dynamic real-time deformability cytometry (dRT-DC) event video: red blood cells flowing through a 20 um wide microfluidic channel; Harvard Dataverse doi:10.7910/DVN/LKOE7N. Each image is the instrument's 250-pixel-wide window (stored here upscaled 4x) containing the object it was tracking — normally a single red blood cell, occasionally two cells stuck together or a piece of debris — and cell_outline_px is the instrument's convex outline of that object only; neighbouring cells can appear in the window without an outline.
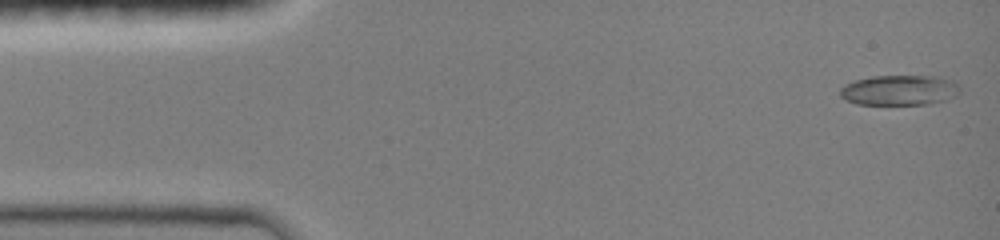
{"species": "common noctule bat (a hibernating species)", "species_latin": "Nyctalus noctula", "temperature_condition": "room temperature", "stored_images_in_passage": 8, "camera_frame_rate_fps": 3000, "um_per_image_px": 0.085, "animal": {"sex": "female", "body_mass_g": 19.0, "forearm_length_mm": 51.5}, "frame": {"image": 1, "passage_image": 1, "time_ms": 0.0, "image_size_px": [1000, 240], "cell_outline_px": [[960, 92], [956, 96], [944, 100], [928, 104], [856, 104], [840, 96], [840, 88], [856, 80], [872, 76], [936, 76], [956, 84], [960, 88]], "centroid_in_image_um": [76.44, 7.67], "position_along_channel_um": 8.6, "area_um2": 20.75}}
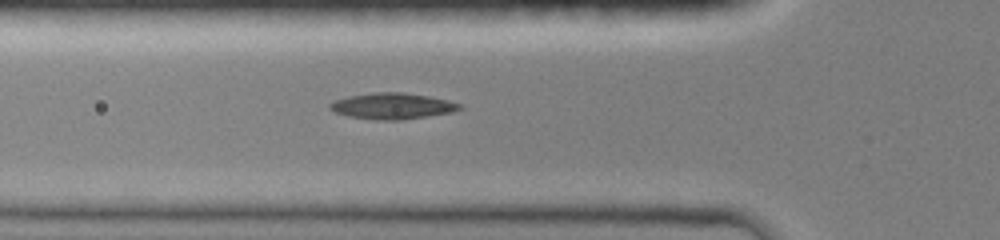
{"frame": {"image": 2, "passage_image": 6, "time_ms": 4.667, "image_size_px": [1000, 240], "cell_outline_px": [[464, 108], [452, 112], [400, 120], [376, 120], [348, 116], [336, 112], [328, 108], [328, 104], [332, 100], [348, 96], [372, 92], [404, 92], [428, 96], [448, 100], [460, 104]], "centroid_in_image_um": [33.31, 9.0], "position_along_channel_um": 92.5, "area_um2": 19.83}}
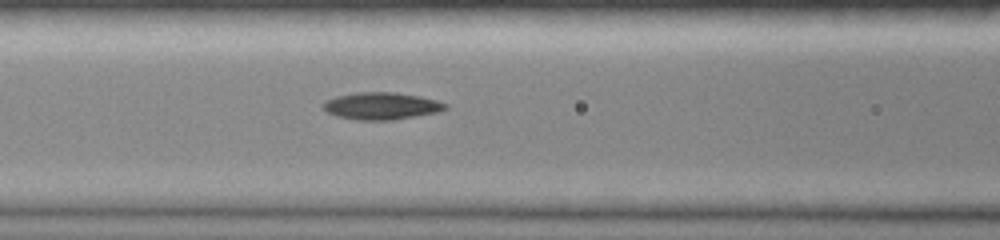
{"frame": {"image": 3, "passage_image": 8, "time_ms": 5.667, "image_size_px": [1000, 240], "cell_outline_px": [[448, 108], [436, 112], [392, 120], [356, 120], [336, 116], [328, 112], [320, 104], [336, 96], [356, 92], [396, 92], [420, 96], [436, 100], [448, 104]], "centroid_in_image_um": [32.41, 9.0], "position_along_channel_um": 134.2, "area_um2": 19.31}}